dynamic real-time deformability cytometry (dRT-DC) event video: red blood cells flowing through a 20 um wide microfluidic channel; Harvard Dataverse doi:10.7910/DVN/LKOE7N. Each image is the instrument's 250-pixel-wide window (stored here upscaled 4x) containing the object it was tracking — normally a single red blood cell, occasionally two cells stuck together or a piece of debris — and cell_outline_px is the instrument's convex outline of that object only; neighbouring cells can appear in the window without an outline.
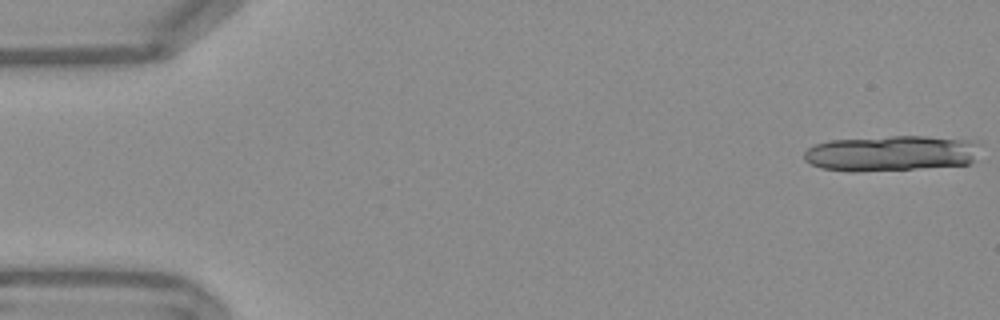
{"species": "Egyptian fruit bat (a non-hibernating species)", "species_latin": "Rousettus aegyptiacus", "temperature_condition": "warm", "stored_images_in_passage": 18, "camera_frame_rate_fps": 3000, "um_per_image_px": 0.085, "frame": {"image": 1, "passage_image": 1, "time_ms": 0.0, "image_size_px": [1000, 320], "cell_outline_px": [[980, 144], [972, 160], [968, 164], [856, 172], [848, 172], [820, 168], [804, 160], [804, 152], [808, 148], [816, 144], [828, 140], [892, 136], [924, 136], [976, 140]], "centroid_in_image_um": [75.7, 13.02], "position_along_channel_um": 9.3, "area_um2": 36.41}}